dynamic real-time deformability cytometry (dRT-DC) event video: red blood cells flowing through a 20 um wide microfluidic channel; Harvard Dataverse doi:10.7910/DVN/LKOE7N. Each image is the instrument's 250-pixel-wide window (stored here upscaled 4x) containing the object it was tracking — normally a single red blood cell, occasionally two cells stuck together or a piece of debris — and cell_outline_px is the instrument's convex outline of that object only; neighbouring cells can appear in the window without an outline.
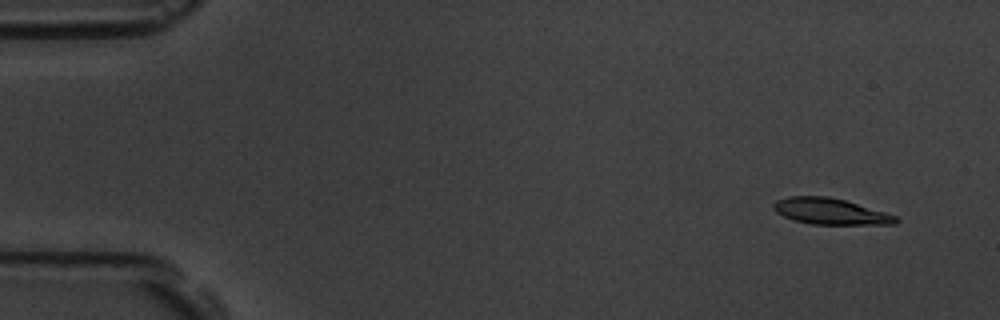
{"species": "common noctule bat (a hibernating species)", "species_latin": "Nyctalus noctula", "temperature_condition": "room temperature", "stored_images_in_passage": 4, "camera_frame_rate_fps": 3000, "um_per_image_px": 0.085, "animal": {"sex": "male", "body_mass_g": 19.5, "forearm_length_mm": 54.6}, "frame": {"image": 1, "passage_image": 1, "time_ms": 0.0, "image_size_px": [1000, 320], "cell_outline_px": [[900, 220], [896, 224], [812, 224], [796, 220], [784, 216], [776, 212], [772, 208], [772, 204], [776, 200], [788, 196], [828, 196], [844, 200], [884, 212], [896, 216]], "centroid_in_image_um": [70.55, 17.96], "position_along_channel_um": 14.4, "area_um2": 18.44}}
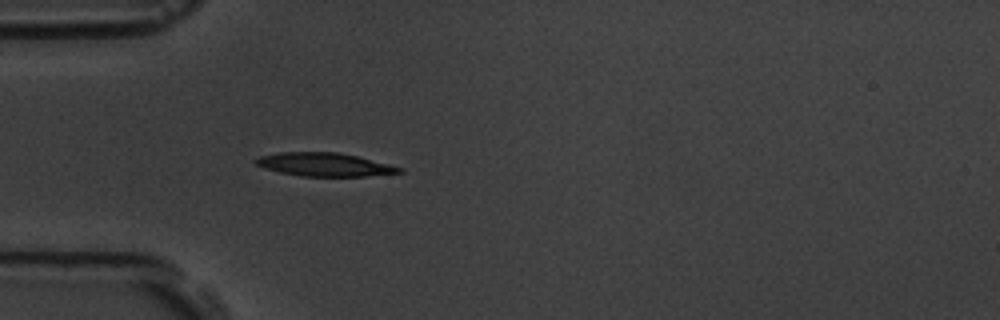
{"frame": {"image": 2, "passage_image": 4, "time_ms": 4.333, "image_size_px": [1000, 320], "cell_outline_px": [[404, 172], [364, 176], [300, 176], [280, 172], [264, 168], [256, 164], [252, 160], [260, 156], [280, 152], [340, 152], [404, 168]], "centroid_in_image_um": [27.55, 13.98], "position_along_channel_um": 57.4, "area_um2": 19.48}}